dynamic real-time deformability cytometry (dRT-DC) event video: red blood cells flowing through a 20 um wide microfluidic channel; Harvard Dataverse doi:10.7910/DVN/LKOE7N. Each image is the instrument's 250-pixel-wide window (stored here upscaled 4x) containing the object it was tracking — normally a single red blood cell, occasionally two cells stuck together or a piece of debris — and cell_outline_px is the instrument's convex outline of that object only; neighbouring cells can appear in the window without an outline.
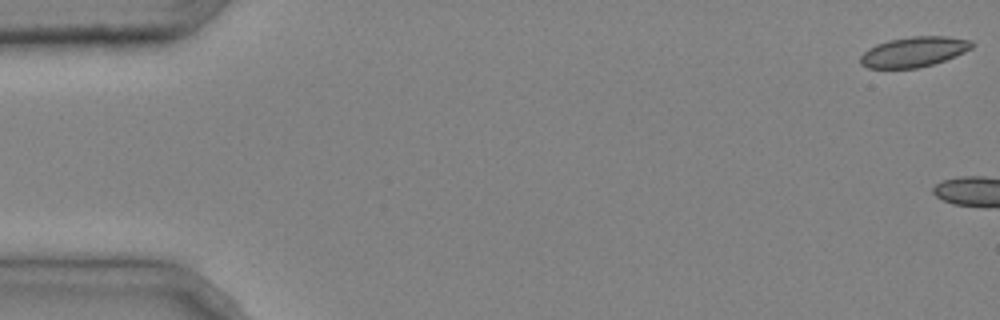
{"species": "common noctule bat (a hibernating species)", "species_latin": "Nyctalus noctula", "temperature_condition": "cold", "stored_images_in_passage": 7, "camera_frame_rate_fps": 3000, "um_per_image_px": 0.085, "animal": {"sex": "male", "body_mass_g": 20.4}, "frame": {"image": 1, "passage_image": 1, "time_ms": 0.0, "image_size_px": [1000, 320], "cell_outline_px": [[972, 48], [964, 52], [944, 60], [932, 64], [916, 68], [868, 68], [860, 64], [860, 56], [868, 48], [876, 44], [888, 40], [912, 36], [944, 36], [972, 40]], "centroid_in_image_um": [77.64, 4.4], "position_along_channel_um": 7.4, "area_um2": 19.48}}